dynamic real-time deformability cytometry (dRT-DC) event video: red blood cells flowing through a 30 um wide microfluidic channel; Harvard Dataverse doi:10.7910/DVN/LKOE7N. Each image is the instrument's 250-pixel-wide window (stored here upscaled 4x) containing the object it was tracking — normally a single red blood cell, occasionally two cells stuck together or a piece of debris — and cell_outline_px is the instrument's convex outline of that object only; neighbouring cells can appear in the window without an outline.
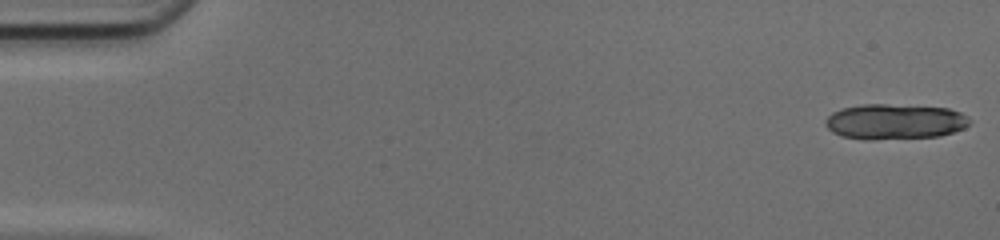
{"species": "common noctule bat (a hibernating species)", "species_latin": "Nyctalus noctula", "temperature_condition": "cold", "stored_images_in_passage": 18, "camera_frame_rate_fps": 3000, "um_per_image_px": 0.085, "animal": {"sex": "female", "body_mass_g": 17.0, "forearm_length_mm": 48.0}, "frame": {"image": 1, "passage_image": 1, "time_ms": 0.0, "image_size_px": [1000, 240], "cell_outline_px": [[972, 120], [964, 128], [940, 136], [872, 140], [840, 136], [832, 132], [824, 124], [824, 120], [832, 112], [840, 108], [864, 104], [888, 104], [948, 108], [960, 112], [968, 116]], "centroid_in_image_um": [76.03, 10.34], "position_along_channel_um": 9.0, "area_um2": 29.94}}